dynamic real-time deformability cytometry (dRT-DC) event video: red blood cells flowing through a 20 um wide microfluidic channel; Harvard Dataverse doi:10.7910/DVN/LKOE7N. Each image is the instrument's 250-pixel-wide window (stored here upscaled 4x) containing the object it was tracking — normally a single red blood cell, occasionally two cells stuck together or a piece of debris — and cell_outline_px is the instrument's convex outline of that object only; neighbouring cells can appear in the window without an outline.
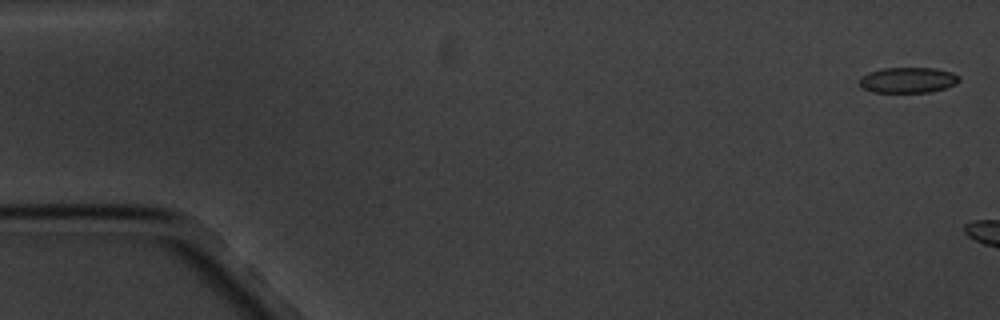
{"species": "common noctule bat (a hibernating species)", "species_latin": "Nyctalus noctula", "temperature_condition": "cold", "stored_images_in_passage": 7, "camera_frame_rate_fps": 3000, "um_per_image_px": 0.085, "animal": {"sex": "male", "body_mass_g": 20.1, "forearm_length_mm": 53.5}, "frame": {"image": 1, "passage_image": 1, "time_ms": 0.0, "image_size_px": [1000, 320], "cell_outline_px": [[960, 80], [956, 84], [944, 88], [928, 92], [872, 92], [864, 88], [856, 80], [860, 76], [868, 72], [880, 68], [936, 68], [952, 72], [960, 76]], "centroid_in_image_um": [77.15, 6.79], "position_along_channel_um": 7.9, "area_um2": 15.03}}
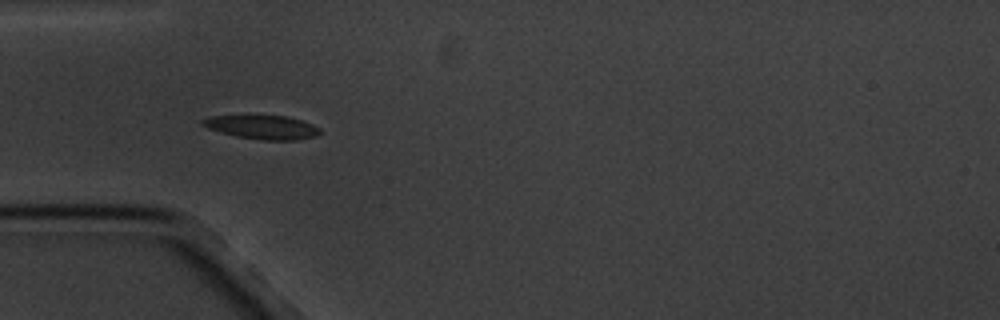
{"frame": {"image": 2, "passage_image": 6, "time_ms": 7.333, "image_size_px": [1000, 320], "cell_outline_px": [[320, 132], [316, 136], [296, 140], [260, 140], [236, 136], [220, 132], [208, 128], [200, 124], [200, 120], [208, 116], [284, 116], [300, 120], [312, 124], [320, 128]], "centroid_in_image_um": [22.27, 10.82], "position_along_channel_um": 62.7, "area_um2": 16.18}}
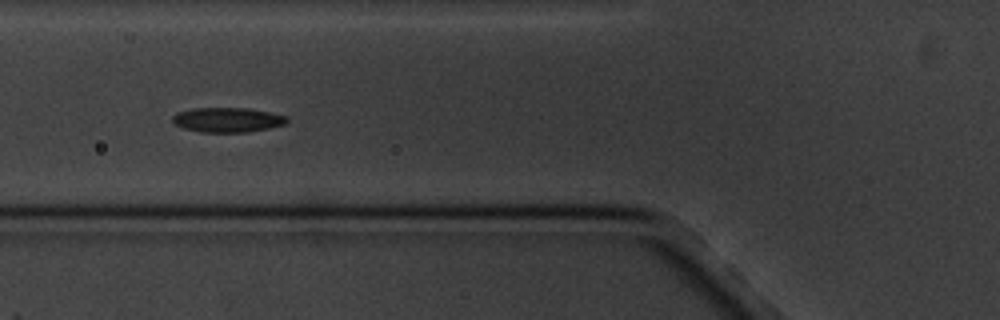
{"frame": {"image": 3, "passage_image": 7, "time_ms": 8.667, "image_size_px": [1000, 320], "cell_outline_px": [[288, 120], [284, 124], [268, 128], [248, 132], [200, 132], [184, 128], [176, 124], [172, 120], [172, 116], [176, 112], [192, 108], [248, 108], [288, 116]], "centroid_in_image_um": [19.32, 10.18], "position_along_channel_um": 106.5, "area_um2": 16.42}}